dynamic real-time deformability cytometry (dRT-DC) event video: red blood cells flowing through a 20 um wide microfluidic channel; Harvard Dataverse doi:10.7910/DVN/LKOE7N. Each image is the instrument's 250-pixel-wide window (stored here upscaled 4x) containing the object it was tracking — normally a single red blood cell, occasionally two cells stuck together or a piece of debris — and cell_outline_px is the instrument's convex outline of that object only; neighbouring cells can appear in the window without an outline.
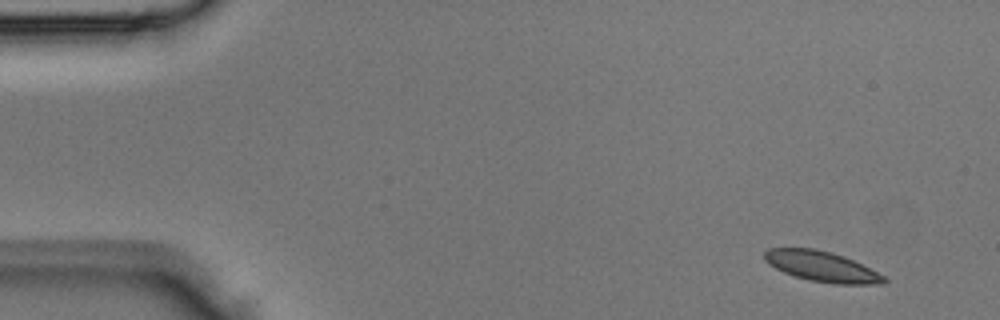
{"species": "Egyptian fruit bat (a non-hibernating species)", "species_latin": "Rousettus aegyptiacus", "temperature_condition": "room temperature", "stored_images_in_passage": 4, "camera_frame_rate_fps": 3000, "um_per_image_px": 0.085, "animal": {"sex": "male"}, "frame": {"image": 1, "passage_image": 1, "time_ms": 0.0, "image_size_px": [1000, 320], "cell_outline_px": [[888, 280], [884, 284], [836, 284], [808, 280], [784, 272], [768, 264], [764, 260], [764, 252], [768, 248], [816, 248], [832, 252], [844, 256], [884, 276]], "centroid_in_image_um": [69.82, 22.64], "position_along_channel_um": 15.2, "area_um2": 21.04}}
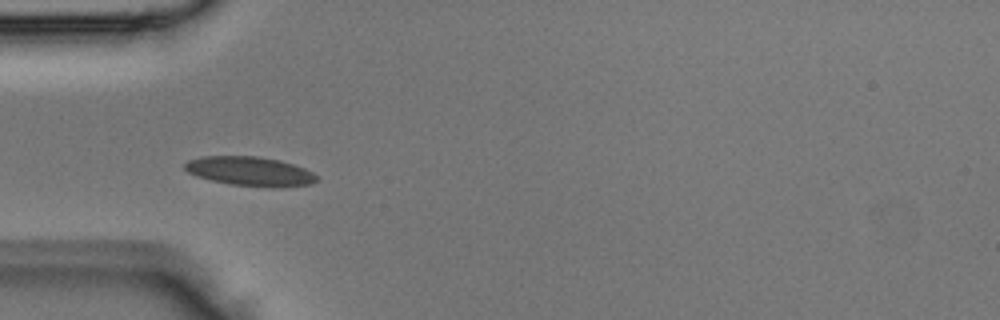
{"frame": {"image": 2, "passage_image": 4, "time_ms": 1.0, "image_size_px": [1000, 320], "cell_outline_px": [[320, 180], [312, 184], [272, 188], [232, 184], [212, 180], [196, 176], [188, 172], [184, 168], [184, 164], [188, 160], [204, 156], [256, 156], [280, 160], [304, 168], [312, 172]], "centroid_in_image_um": [21.27, 14.56], "position_along_channel_um": 63.7, "area_um2": 22.48}}